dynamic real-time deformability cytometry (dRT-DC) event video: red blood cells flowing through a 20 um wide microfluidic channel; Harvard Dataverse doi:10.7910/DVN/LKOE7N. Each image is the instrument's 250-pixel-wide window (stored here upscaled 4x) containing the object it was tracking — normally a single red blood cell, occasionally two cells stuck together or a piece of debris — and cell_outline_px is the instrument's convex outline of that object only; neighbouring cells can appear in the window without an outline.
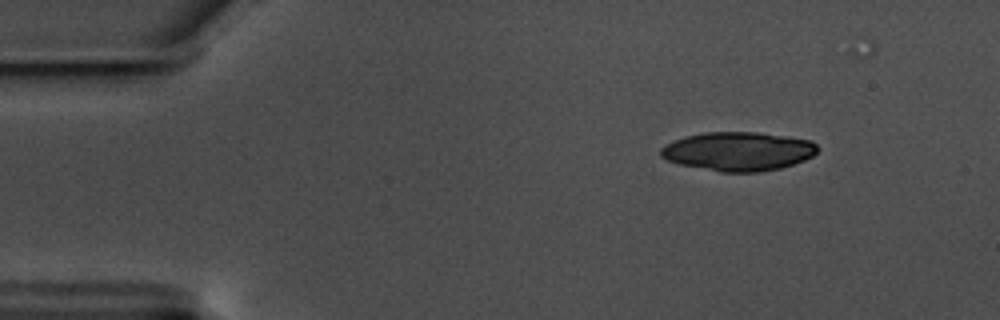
{"species": "common noctule bat (a hibernating species)", "species_latin": "Nyctalus noctula", "temperature_condition": "warm", "stored_images_in_passage": 11, "camera_frame_rate_fps": 3000, "um_per_image_px": 0.085, "animal": {"sex": "male", "body_mass_g": 17.5, "forearm_length_mm": 52.3}, "frame": {"image": 1, "passage_image": 1, "time_ms": 0.0, "image_size_px": [1000, 320], "cell_outline_px": [[820, 148], [812, 156], [804, 160], [780, 168], [760, 172], [720, 172], [680, 164], [668, 160], [660, 156], [660, 148], [684, 136], [704, 132], [756, 132], [788, 136], [808, 140], [816, 144]], "centroid_in_image_um": [62.76, 12.86], "position_along_channel_um": 22.2, "area_um2": 35.43}}